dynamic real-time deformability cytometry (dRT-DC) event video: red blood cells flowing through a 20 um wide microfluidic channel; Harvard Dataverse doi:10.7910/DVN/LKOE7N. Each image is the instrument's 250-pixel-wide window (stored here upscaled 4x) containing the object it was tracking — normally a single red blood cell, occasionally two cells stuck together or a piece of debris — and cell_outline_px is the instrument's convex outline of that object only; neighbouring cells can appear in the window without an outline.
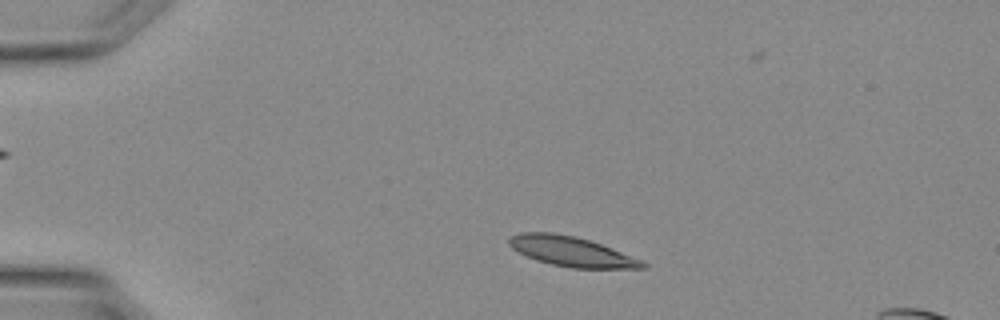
{"species": "Egyptian fruit bat (a non-hibernating species)", "species_latin": "Rousettus aegyptiacus", "temperature_condition": "warm", "stored_images_in_passage": 28, "camera_frame_rate_fps": 3000, "um_per_image_px": 0.085, "animal": {"sex": "female"}, "frame": {"image": 1, "passage_image": 1, "time_ms": 0.0, "image_size_px": [1000, 320], "cell_outline_px": [[648, 268], [572, 268], [552, 264], [536, 260], [512, 248], [508, 244], [508, 236], [520, 232], [552, 232], [576, 236], [612, 248], [640, 260], [648, 264]], "centroid_in_image_um": [48.53, 21.36], "position_along_channel_um": 36.5, "area_um2": 23.06}}
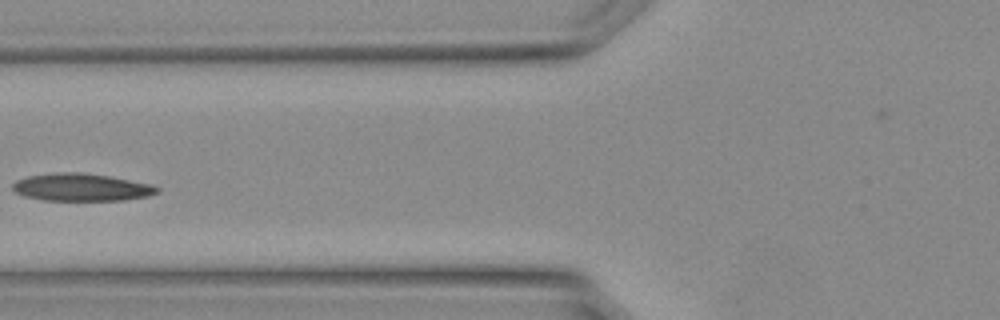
{"frame": {"image": 2, "passage_image": 8, "time_ms": 2.333, "image_size_px": [1000, 320], "cell_outline_px": [[160, 192], [148, 196], [124, 200], [40, 200], [24, 196], [16, 192], [12, 188], [12, 184], [16, 180], [28, 176], [56, 172], [80, 172], [108, 176], [152, 184], [160, 188]], "centroid_in_image_um": [6.92, 15.92], "position_along_channel_um": 118.9, "area_um2": 23.24}}
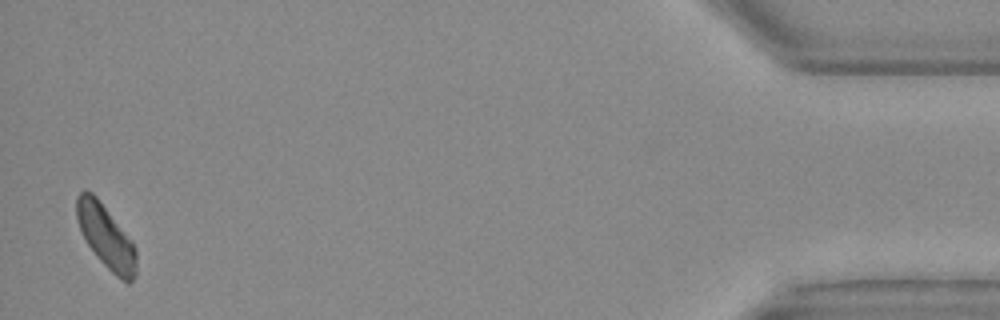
{"frame": {"image": 3, "passage_image": 28, "time_ms": 9.0, "image_size_px": [1000, 320], "cell_outline_px": [[136, 272], [132, 280], [128, 284], [116, 276], [96, 256], [88, 244], [80, 228], [76, 216], [76, 196], [80, 192], [92, 192], [96, 196], [132, 240], [136, 248]], "centroid_in_image_um": [9.02, 20.12], "position_along_channel_um": 426.2, "area_um2": 21.73}}